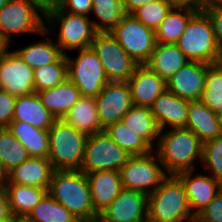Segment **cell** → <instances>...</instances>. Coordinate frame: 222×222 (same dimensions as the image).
Returning <instances> with one entry per match:
<instances>
[{
	"instance_id": "7dc6e473",
	"label": "cell",
	"mask_w": 222,
	"mask_h": 222,
	"mask_svg": "<svg viewBox=\"0 0 222 222\" xmlns=\"http://www.w3.org/2000/svg\"><path fill=\"white\" fill-rule=\"evenodd\" d=\"M154 0H122L123 8L126 14H132L135 10L143 7Z\"/></svg>"
},
{
	"instance_id": "7402d4cb",
	"label": "cell",
	"mask_w": 222,
	"mask_h": 222,
	"mask_svg": "<svg viewBox=\"0 0 222 222\" xmlns=\"http://www.w3.org/2000/svg\"><path fill=\"white\" fill-rule=\"evenodd\" d=\"M185 128L192 130L202 143L222 136L219 116L200 100L190 101Z\"/></svg>"
},
{
	"instance_id": "4dcf8cb0",
	"label": "cell",
	"mask_w": 222,
	"mask_h": 222,
	"mask_svg": "<svg viewBox=\"0 0 222 222\" xmlns=\"http://www.w3.org/2000/svg\"><path fill=\"white\" fill-rule=\"evenodd\" d=\"M33 70L57 62L64 53L51 39L38 41L14 51Z\"/></svg>"
},
{
	"instance_id": "484cf974",
	"label": "cell",
	"mask_w": 222,
	"mask_h": 222,
	"mask_svg": "<svg viewBox=\"0 0 222 222\" xmlns=\"http://www.w3.org/2000/svg\"><path fill=\"white\" fill-rule=\"evenodd\" d=\"M63 120L88 136L103 131L98 119L97 104L93 97H81L70 108Z\"/></svg>"
},
{
	"instance_id": "f907efd6",
	"label": "cell",
	"mask_w": 222,
	"mask_h": 222,
	"mask_svg": "<svg viewBox=\"0 0 222 222\" xmlns=\"http://www.w3.org/2000/svg\"><path fill=\"white\" fill-rule=\"evenodd\" d=\"M7 222H29L26 217H11Z\"/></svg>"
},
{
	"instance_id": "816d5d0a",
	"label": "cell",
	"mask_w": 222,
	"mask_h": 222,
	"mask_svg": "<svg viewBox=\"0 0 222 222\" xmlns=\"http://www.w3.org/2000/svg\"><path fill=\"white\" fill-rule=\"evenodd\" d=\"M9 0H0V9L8 2Z\"/></svg>"
},
{
	"instance_id": "d4e9b609",
	"label": "cell",
	"mask_w": 222,
	"mask_h": 222,
	"mask_svg": "<svg viewBox=\"0 0 222 222\" xmlns=\"http://www.w3.org/2000/svg\"><path fill=\"white\" fill-rule=\"evenodd\" d=\"M188 62L176 44L157 42L145 65L167 81Z\"/></svg>"
},
{
	"instance_id": "8fae6325",
	"label": "cell",
	"mask_w": 222,
	"mask_h": 222,
	"mask_svg": "<svg viewBox=\"0 0 222 222\" xmlns=\"http://www.w3.org/2000/svg\"><path fill=\"white\" fill-rule=\"evenodd\" d=\"M90 47L101 61L109 81H128L139 65L110 32H97Z\"/></svg>"
},
{
	"instance_id": "7bdbcfd3",
	"label": "cell",
	"mask_w": 222,
	"mask_h": 222,
	"mask_svg": "<svg viewBox=\"0 0 222 222\" xmlns=\"http://www.w3.org/2000/svg\"><path fill=\"white\" fill-rule=\"evenodd\" d=\"M92 0H59L58 7L72 14L88 16L92 11Z\"/></svg>"
},
{
	"instance_id": "60d3db41",
	"label": "cell",
	"mask_w": 222,
	"mask_h": 222,
	"mask_svg": "<svg viewBox=\"0 0 222 222\" xmlns=\"http://www.w3.org/2000/svg\"><path fill=\"white\" fill-rule=\"evenodd\" d=\"M203 10L211 19L216 43L222 57V3H210Z\"/></svg>"
},
{
	"instance_id": "f6af8a7d",
	"label": "cell",
	"mask_w": 222,
	"mask_h": 222,
	"mask_svg": "<svg viewBox=\"0 0 222 222\" xmlns=\"http://www.w3.org/2000/svg\"><path fill=\"white\" fill-rule=\"evenodd\" d=\"M39 10L44 18L49 12L58 6L59 0H25Z\"/></svg>"
},
{
	"instance_id": "74e56055",
	"label": "cell",
	"mask_w": 222,
	"mask_h": 222,
	"mask_svg": "<svg viewBox=\"0 0 222 222\" xmlns=\"http://www.w3.org/2000/svg\"><path fill=\"white\" fill-rule=\"evenodd\" d=\"M174 6L172 0H154L135 10L131 15L146 27L156 31Z\"/></svg>"
},
{
	"instance_id": "db71d44e",
	"label": "cell",
	"mask_w": 222,
	"mask_h": 222,
	"mask_svg": "<svg viewBox=\"0 0 222 222\" xmlns=\"http://www.w3.org/2000/svg\"><path fill=\"white\" fill-rule=\"evenodd\" d=\"M213 3H222V0H213Z\"/></svg>"
},
{
	"instance_id": "cb8c5ba5",
	"label": "cell",
	"mask_w": 222,
	"mask_h": 222,
	"mask_svg": "<svg viewBox=\"0 0 222 222\" xmlns=\"http://www.w3.org/2000/svg\"><path fill=\"white\" fill-rule=\"evenodd\" d=\"M42 104L56 118L63 119L82 97L80 90L68 79L53 88L37 92Z\"/></svg>"
},
{
	"instance_id": "4316f807",
	"label": "cell",
	"mask_w": 222,
	"mask_h": 222,
	"mask_svg": "<svg viewBox=\"0 0 222 222\" xmlns=\"http://www.w3.org/2000/svg\"><path fill=\"white\" fill-rule=\"evenodd\" d=\"M7 128L24 145L30 157H48V130L36 128L22 121H11Z\"/></svg>"
},
{
	"instance_id": "8d00e7d4",
	"label": "cell",
	"mask_w": 222,
	"mask_h": 222,
	"mask_svg": "<svg viewBox=\"0 0 222 222\" xmlns=\"http://www.w3.org/2000/svg\"><path fill=\"white\" fill-rule=\"evenodd\" d=\"M29 157L27 149L8 128H0V158L5 169L10 171Z\"/></svg>"
},
{
	"instance_id": "9a60e30c",
	"label": "cell",
	"mask_w": 222,
	"mask_h": 222,
	"mask_svg": "<svg viewBox=\"0 0 222 222\" xmlns=\"http://www.w3.org/2000/svg\"><path fill=\"white\" fill-rule=\"evenodd\" d=\"M0 89L16 97L35 93L33 69L14 51L0 59Z\"/></svg>"
},
{
	"instance_id": "f1b7e54d",
	"label": "cell",
	"mask_w": 222,
	"mask_h": 222,
	"mask_svg": "<svg viewBox=\"0 0 222 222\" xmlns=\"http://www.w3.org/2000/svg\"><path fill=\"white\" fill-rule=\"evenodd\" d=\"M123 122L131 131L142 137L152 148L158 143L160 128L150 107L133 105L122 117Z\"/></svg>"
},
{
	"instance_id": "44dd1931",
	"label": "cell",
	"mask_w": 222,
	"mask_h": 222,
	"mask_svg": "<svg viewBox=\"0 0 222 222\" xmlns=\"http://www.w3.org/2000/svg\"><path fill=\"white\" fill-rule=\"evenodd\" d=\"M91 200L95 213L99 216L123 189L120 171H96L87 173Z\"/></svg>"
},
{
	"instance_id": "b9f144b4",
	"label": "cell",
	"mask_w": 222,
	"mask_h": 222,
	"mask_svg": "<svg viewBox=\"0 0 222 222\" xmlns=\"http://www.w3.org/2000/svg\"><path fill=\"white\" fill-rule=\"evenodd\" d=\"M16 96L0 89V128H7L13 119Z\"/></svg>"
},
{
	"instance_id": "e0dca14e",
	"label": "cell",
	"mask_w": 222,
	"mask_h": 222,
	"mask_svg": "<svg viewBox=\"0 0 222 222\" xmlns=\"http://www.w3.org/2000/svg\"><path fill=\"white\" fill-rule=\"evenodd\" d=\"M193 170L183 171L176 176L184 184L192 214L196 217L215 198L221 190L222 183L211 175L193 176Z\"/></svg>"
},
{
	"instance_id": "7c38bea8",
	"label": "cell",
	"mask_w": 222,
	"mask_h": 222,
	"mask_svg": "<svg viewBox=\"0 0 222 222\" xmlns=\"http://www.w3.org/2000/svg\"><path fill=\"white\" fill-rule=\"evenodd\" d=\"M39 12L25 0H9L0 9V33L9 43L12 33L46 35L49 30Z\"/></svg>"
},
{
	"instance_id": "277c9868",
	"label": "cell",
	"mask_w": 222,
	"mask_h": 222,
	"mask_svg": "<svg viewBox=\"0 0 222 222\" xmlns=\"http://www.w3.org/2000/svg\"><path fill=\"white\" fill-rule=\"evenodd\" d=\"M176 45L189 61L215 64L222 60L211 19L204 10L190 18Z\"/></svg>"
},
{
	"instance_id": "f546056e",
	"label": "cell",
	"mask_w": 222,
	"mask_h": 222,
	"mask_svg": "<svg viewBox=\"0 0 222 222\" xmlns=\"http://www.w3.org/2000/svg\"><path fill=\"white\" fill-rule=\"evenodd\" d=\"M197 11L198 9L190 6H174L155 31L156 42L176 44Z\"/></svg>"
},
{
	"instance_id": "ee69618b",
	"label": "cell",
	"mask_w": 222,
	"mask_h": 222,
	"mask_svg": "<svg viewBox=\"0 0 222 222\" xmlns=\"http://www.w3.org/2000/svg\"><path fill=\"white\" fill-rule=\"evenodd\" d=\"M12 217L8 204L5 185L0 184V222H7Z\"/></svg>"
},
{
	"instance_id": "f35d334b",
	"label": "cell",
	"mask_w": 222,
	"mask_h": 222,
	"mask_svg": "<svg viewBox=\"0 0 222 222\" xmlns=\"http://www.w3.org/2000/svg\"><path fill=\"white\" fill-rule=\"evenodd\" d=\"M214 179L222 183V136L203 143L202 160Z\"/></svg>"
},
{
	"instance_id": "681fc988",
	"label": "cell",
	"mask_w": 222,
	"mask_h": 222,
	"mask_svg": "<svg viewBox=\"0 0 222 222\" xmlns=\"http://www.w3.org/2000/svg\"><path fill=\"white\" fill-rule=\"evenodd\" d=\"M8 178V171L5 169L2 160L0 158V184L5 185Z\"/></svg>"
},
{
	"instance_id": "603a6c76",
	"label": "cell",
	"mask_w": 222,
	"mask_h": 222,
	"mask_svg": "<svg viewBox=\"0 0 222 222\" xmlns=\"http://www.w3.org/2000/svg\"><path fill=\"white\" fill-rule=\"evenodd\" d=\"M55 120L36 92L16 98L12 121H22L36 128L49 130Z\"/></svg>"
},
{
	"instance_id": "c3c4849f",
	"label": "cell",
	"mask_w": 222,
	"mask_h": 222,
	"mask_svg": "<svg viewBox=\"0 0 222 222\" xmlns=\"http://www.w3.org/2000/svg\"><path fill=\"white\" fill-rule=\"evenodd\" d=\"M9 42L0 33V59L8 53Z\"/></svg>"
},
{
	"instance_id": "ac0fdd59",
	"label": "cell",
	"mask_w": 222,
	"mask_h": 222,
	"mask_svg": "<svg viewBox=\"0 0 222 222\" xmlns=\"http://www.w3.org/2000/svg\"><path fill=\"white\" fill-rule=\"evenodd\" d=\"M133 105L150 107L167 90L166 81L145 64H139L127 81Z\"/></svg>"
},
{
	"instance_id": "d6986e66",
	"label": "cell",
	"mask_w": 222,
	"mask_h": 222,
	"mask_svg": "<svg viewBox=\"0 0 222 222\" xmlns=\"http://www.w3.org/2000/svg\"><path fill=\"white\" fill-rule=\"evenodd\" d=\"M190 100L180 98L169 90L158 96L150 106L160 130L172 128H185L188 120V107Z\"/></svg>"
},
{
	"instance_id": "ffe728a7",
	"label": "cell",
	"mask_w": 222,
	"mask_h": 222,
	"mask_svg": "<svg viewBox=\"0 0 222 222\" xmlns=\"http://www.w3.org/2000/svg\"><path fill=\"white\" fill-rule=\"evenodd\" d=\"M54 168L48 158L29 157L8 171L5 184H20L48 190Z\"/></svg>"
},
{
	"instance_id": "2e32d148",
	"label": "cell",
	"mask_w": 222,
	"mask_h": 222,
	"mask_svg": "<svg viewBox=\"0 0 222 222\" xmlns=\"http://www.w3.org/2000/svg\"><path fill=\"white\" fill-rule=\"evenodd\" d=\"M208 64L189 61L166 81L167 90L190 101L199 100L205 87Z\"/></svg>"
},
{
	"instance_id": "52a82bcc",
	"label": "cell",
	"mask_w": 222,
	"mask_h": 222,
	"mask_svg": "<svg viewBox=\"0 0 222 222\" xmlns=\"http://www.w3.org/2000/svg\"><path fill=\"white\" fill-rule=\"evenodd\" d=\"M130 156L103 130L88 136L80 171H120Z\"/></svg>"
},
{
	"instance_id": "6da1fadb",
	"label": "cell",
	"mask_w": 222,
	"mask_h": 222,
	"mask_svg": "<svg viewBox=\"0 0 222 222\" xmlns=\"http://www.w3.org/2000/svg\"><path fill=\"white\" fill-rule=\"evenodd\" d=\"M47 193L80 222H97L86 174L80 170H54Z\"/></svg>"
},
{
	"instance_id": "9c48e42d",
	"label": "cell",
	"mask_w": 222,
	"mask_h": 222,
	"mask_svg": "<svg viewBox=\"0 0 222 222\" xmlns=\"http://www.w3.org/2000/svg\"><path fill=\"white\" fill-rule=\"evenodd\" d=\"M44 19L53 28L54 23H60L57 45L61 51L84 49L90 47L97 31L89 16L72 14L61 10L58 6L49 12ZM56 20V21H55Z\"/></svg>"
},
{
	"instance_id": "83f0119b",
	"label": "cell",
	"mask_w": 222,
	"mask_h": 222,
	"mask_svg": "<svg viewBox=\"0 0 222 222\" xmlns=\"http://www.w3.org/2000/svg\"><path fill=\"white\" fill-rule=\"evenodd\" d=\"M8 204L12 217H27L47 193L41 187L5 184Z\"/></svg>"
},
{
	"instance_id": "f5cc1de1",
	"label": "cell",
	"mask_w": 222,
	"mask_h": 222,
	"mask_svg": "<svg viewBox=\"0 0 222 222\" xmlns=\"http://www.w3.org/2000/svg\"><path fill=\"white\" fill-rule=\"evenodd\" d=\"M219 120H220L221 133H222V115L219 116Z\"/></svg>"
},
{
	"instance_id": "5bb4252c",
	"label": "cell",
	"mask_w": 222,
	"mask_h": 222,
	"mask_svg": "<svg viewBox=\"0 0 222 222\" xmlns=\"http://www.w3.org/2000/svg\"><path fill=\"white\" fill-rule=\"evenodd\" d=\"M148 195L123 188L97 222H148Z\"/></svg>"
},
{
	"instance_id": "ab89813d",
	"label": "cell",
	"mask_w": 222,
	"mask_h": 222,
	"mask_svg": "<svg viewBox=\"0 0 222 222\" xmlns=\"http://www.w3.org/2000/svg\"><path fill=\"white\" fill-rule=\"evenodd\" d=\"M195 222H222V188L196 217Z\"/></svg>"
},
{
	"instance_id": "30bf717a",
	"label": "cell",
	"mask_w": 222,
	"mask_h": 222,
	"mask_svg": "<svg viewBox=\"0 0 222 222\" xmlns=\"http://www.w3.org/2000/svg\"><path fill=\"white\" fill-rule=\"evenodd\" d=\"M110 34L138 64H145L150 59L157 43L155 30L131 14H125Z\"/></svg>"
},
{
	"instance_id": "3957f363",
	"label": "cell",
	"mask_w": 222,
	"mask_h": 222,
	"mask_svg": "<svg viewBox=\"0 0 222 222\" xmlns=\"http://www.w3.org/2000/svg\"><path fill=\"white\" fill-rule=\"evenodd\" d=\"M148 222H195L184 184L176 175L168 177L148 195Z\"/></svg>"
},
{
	"instance_id": "836d02e7",
	"label": "cell",
	"mask_w": 222,
	"mask_h": 222,
	"mask_svg": "<svg viewBox=\"0 0 222 222\" xmlns=\"http://www.w3.org/2000/svg\"><path fill=\"white\" fill-rule=\"evenodd\" d=\"M29 222H80L48 193L26 217Z\"/></svg>"
},
{
	"instance_id": "d6a6232c",
	"label": "cell",
	"mask_w": 222,
	"mask_h": 222,
	"mask_svg": "<svg viewBox=\"0 0 222 222\" xmlns=\"http://www.w3.org/2000/svg\"><path fill=\"white\" fill-rule=\"evenodd\" d=\"M199 100L217 116L222 115V60L208 64L205 87Z\"/></svg>"
},
{
	"instance_id": "ba28073f",
	"label": "cell",
	"mask_w": 222,
	"mask_h": 222,
	"mask_svg": "<svg viewBox=\"0 0 222 222\" xmlns=\"http://www.w3.org/2000/svg\"><path fill=\"white\" fill-rule=\"evenodd\" d=\"M76 59L66 54L68 80L72 82L82 97L95 98L109 82L96 53L91 47L79 49Z\"/></svg>"
},
{
	"instance_id": "d590c367",
	"label": "cell",
	"mask_w": 222,
	"mask_h": 222,
	"mask_svg": "<svg viewBox=\"0 0 222 222\" xmlns=\"http://www.w3.org/2000/svg\"><path fill=\"white\" fill-rule=\"evenodd\" d=\"M33 73L36 93L64 83L68 79L66 54L55 63L34 69Z\"/></svg>"
},
{
	"instance_id": "7a4b0ae2",
	"label": "cell",
	"mask_w": 222,
	"mask_h": 222,
	"mask_svg": "<svg viewBox=\"0 0 222 222\" xmlns=\"http://www.w3.org/2000/svg\"><path fill=\"white\" fill-rule=\"evenodd\" d=\"M156 144L154 151L168 175L195 171L194 162L197 159L202 160L203 143L192 130L186 128H172L165 132L161 130Z\"/></svg>"
},
{
	"instance_id": "8992f818",
	"label": "cell",
	"mask_w": 222,
	"mask_h": 222,
	"mask_svg": "<svg viewBox=\"0 0 222 222\" xmlns=\"http://www.w3.org/2000/svg\"><path fill=\"white\" fill-rule=\"evenodd\" d=\"M153 152L129 157L120 169L123 188L150 195L168 177L156 151Z\"/></svg>"
},
{
	"instance_id": "e575fe53",
	"label": "cell",
	"mask_w": 222,
	"mask_h": 222,
	"mask_svg": "<svg viewBox=\"0 0 222 222\" xmlns=\"http://www.w3.org/2000/svg\"><path fill=\"white\" fill-rule=\"evenodd\" d=\"M92 11L98 21L91 20L97 32H110L126 14L122 0H92Z\"/></svg>"
},
{
	"instance_id": "4fadbf2b",
	"label": "cell",
	"mask_w": 222,
	"mask_h": 222,
	"mask_svg": "<svg viewBox=\"0 0 222 222\" xmlns=\"http://www.w3.org/2000/svg\"><path fill=\"white\" fill-rule=\"evenodd\" d=\"M98 119L104 130L109 125L121 121L133 106L127 81H109L95 97Z\"/></svg>"
},
{
	"instance_id": "1f68e13d",
	"label": "cell",
	"mask_w": 222,
	"mask_h": 222,
	"mask_svg": "<svg viewBox=\"0 0 222 222\" xmlns=\"http://www.w3.org/2000/svg\"><path fill=\"white\" fill-rule=\"evenodd\" d=\"M104 130L120 148H123L131 156L145 155L155 149L121 121L109 125Z\"/></svg>"
},
{
	"instance_id": "bcb514c9",
	"label": "cell",
	"mask_w": 222,
	"mask_h": 222,
	"mask_svg": "<svg viewBox=\"0 0 222 222\" xmlns=\"http://www.w3.org/2000/svg\"><path fill=\"white\" fill-rule=\"evenodd\" d=\"M175 6H190L198 10H203L210 3H213V0H172Z\"/></svg>"
},
{
	"instance_id": "5b68a950",
	"label": "cell",
	"mask_w": 222,
	"mask_h": 222,
	"mask_svg": "<svg viewBox=\"0 0 222 222\" xmlns=\"http://www.w3.org/2000/svg\"><path fill=\"white\" fill-rule=\"evenodd\" d=\"M49 133L48 159L54 170H80L88 135L63 119H56Z\"/></svg>"
}]
</instances>
